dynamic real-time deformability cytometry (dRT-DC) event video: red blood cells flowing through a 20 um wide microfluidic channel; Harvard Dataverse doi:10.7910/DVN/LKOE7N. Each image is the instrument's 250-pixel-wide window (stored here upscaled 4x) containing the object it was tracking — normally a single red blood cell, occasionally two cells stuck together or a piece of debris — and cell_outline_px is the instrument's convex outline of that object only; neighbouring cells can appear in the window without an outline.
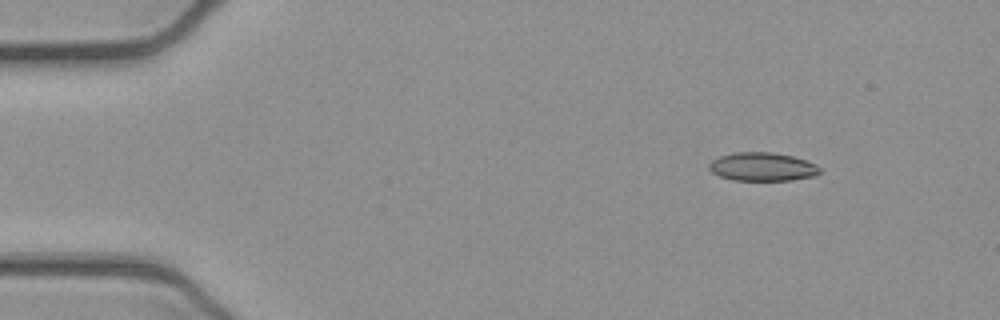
{"species": "common noctule bat (a hibernating species)", "species_latin": "Nyctalus noctula", "temperature_condition": "cold", "stored_images_in_passage": 47, "camera_frame_rate_fps": 3000, "um_per_image_px": 0.085, "animal": {"sex": "female", "body_mass_g": 21.9}, "frame": {"image": 1, "passage_image": 1, "time_ms": 0.0, "image_size_px": [1000, 320], "cell_outline_px": [[820, 172], [812, 176], [792, 180], [732, 180], [720, 176], [712, 172], [708, 168], [708, 164], [712, 160], [720, 156], [736, 152], [772, 152], [792, 156], [816, 164], [820, 168]], "centroid_in_image_um": [64.77, 14.17], "position_along_channel_um": 20.2, "area_um2": 18.26}}
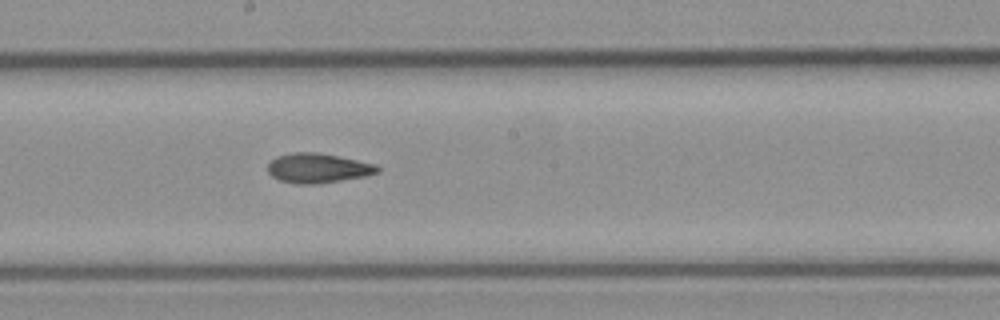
{"frame": {"image": 2, "passage_image": 23, "time_ms": 7.333, "image_size_px": [1000, 320], "cell_outline_px": [[380, 172], [364, 176], [340, 180], [312, 184], [296, 184], [280, 180], [272, 176], [268, 172], [268, 164], [276, 156], [292, 152], [316, 152], [376, 164], [380, 168]], "centroid_in_image_um": [27.0, 14.28], "position_along_channel_um": 221.2, "area_um2": 18.73}}
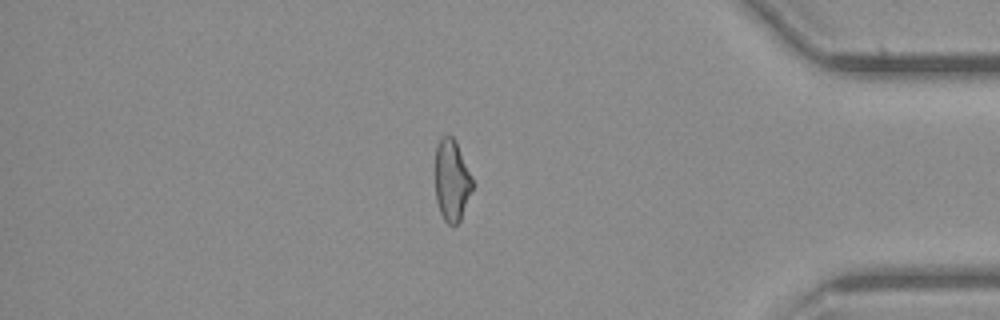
{"frame": {"image": 3, "passage_image": 39, "time_ms": 12.667, "image_size_px": [1000, 320], "cell_outline_px": [[472, 188], [460, 220], [456, 224], [448, 224], [444, 220], [440, 212], [436, 200], [436, 148], [440, 140], [448, 132], [456, 140], [472, 176]], "centroid_in_image_um": [38.4, 15.3], "position_along_channel_um": 396.8, "area_um2": 17.51}, "authors_computed_cell_mechanics": {"area_um2": 18.7272, "velocity_mm_per_s": 3.9155, "shape_relaxation_time_tau1_ms": null, "shape_relaxation_time_tau2_ms": 4.405, "deformation_change_tau1": null, "deformation_change_tau2": 0.1274}}